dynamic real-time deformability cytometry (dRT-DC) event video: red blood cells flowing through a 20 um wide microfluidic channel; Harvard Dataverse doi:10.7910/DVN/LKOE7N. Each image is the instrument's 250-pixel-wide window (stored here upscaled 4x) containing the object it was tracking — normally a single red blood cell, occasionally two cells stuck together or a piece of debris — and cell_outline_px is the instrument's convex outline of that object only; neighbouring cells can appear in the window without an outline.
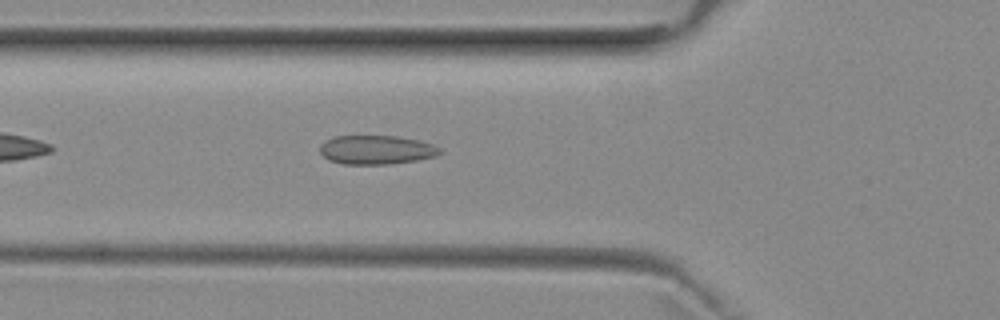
{"species": "common noctule bat (a hibernating species)", "species_latin": "Nyctalus noctula", "temperature_condition": "room temperature", "stored_images_in_passage": 38, "camera_frame_rate_fps": 3000, "um_per_image_px": 0.085, "animal": {"sex": "female", "body_mass_g": 29.2, "forearm_length_mm": 56.3}, "frame": {"image": 1, "passage_image": 6, "time_ms": 1.667, "image_size_px": [1000, 320], "cell_outline_px": [[440, 152], [436, 156], [416, 160], [388, 164], [344, 164], [328, 160], [320, 152], [320, 144], [332, 136], [396, 136], [420, 140], [432, 144], [440, 148]], "centroid_in_image_um": [31.96, 12.73], "position_along_channel_um": 93.8, "area_um2": 20.23}}
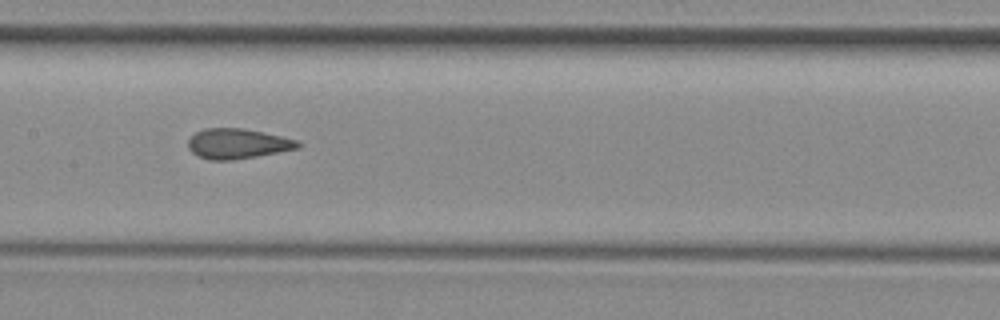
{"frame": {"image": 2, "passage_image": 13, "time_ms": 4.0, "image_size_px": [1000, 320], "cell_outline_px": [[300, 148], [256, 156], [232, 160], [212, 160], [200, 156], [192, 152], [188, 148], [188, 140], [196, 132], [204, 128], [244, 128], [280, 136], [296, 140], [300, 144]], "centroid_in_image_um": [20.17, 12.21], "position_along_channel_um": 187.2, "area_um2": 19.02}}
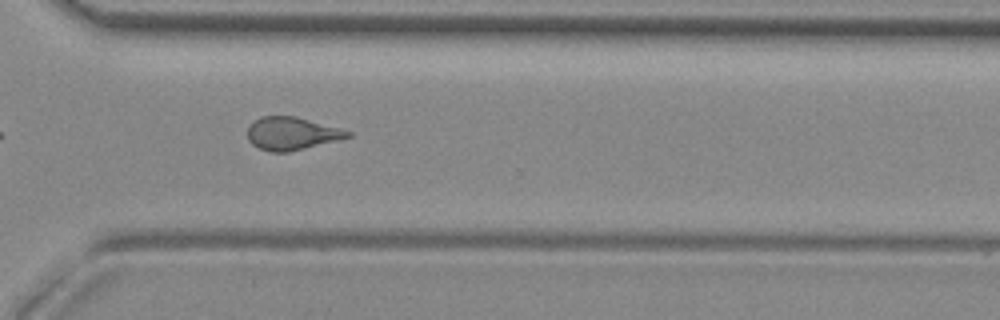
{"frame": {"image": 3, "passage_image": 25, "time_ms": 8.0, "image_size_px": [1000, 320], "cell_outline_px": [[352, 136], [288, 152], [272, 152], [260, 148], [252, 144], [248, 140], [248, 124], [260, 116], [296, 116], [352, 132]], "centroid_in_image_um": [24.74, 11.33], "position_along_channel_um": 345.9, "area_um2": 18.96}, "authors_computed_cell_mechanics": {"area_um2": 19.3919, "velocity_mm_per_s": 3.9803, "shape_relaxation_time_tau1_ms": null, "shape_relaxation_time_tau2_ms": 1.5413, "deformation_change_tau1": null, "deformation_change_tau2": 0.0821}}